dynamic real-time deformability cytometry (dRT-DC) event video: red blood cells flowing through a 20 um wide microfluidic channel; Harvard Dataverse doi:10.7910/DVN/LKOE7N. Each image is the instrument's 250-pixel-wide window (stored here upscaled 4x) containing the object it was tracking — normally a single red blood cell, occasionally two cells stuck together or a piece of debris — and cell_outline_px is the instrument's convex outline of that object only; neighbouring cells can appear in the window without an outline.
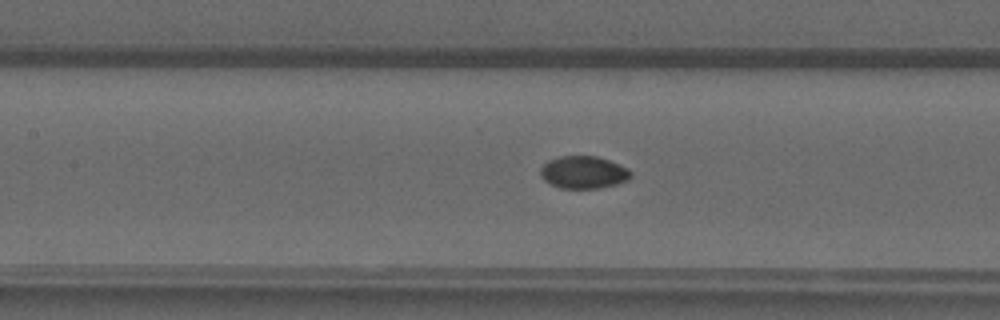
{"species": "common noctule bat (a hibernating species)", "species_latin": "Nyctalus noctula", "temperature_condition": "warm", "stored_images_in_passage": 47, "camera_frame_rate_fps": 3000, "um_per_image_px": 0.085, "animal": {"sex": "male", "forearm_length_mm": 52.5}, "frame": {"image": 1, "passage_image": 22, "time_ms": 7.0, "image_size_px": [1000, 320], "cell_outline_px": [[632, 176], [628, 180], [616, 184], [600, 188], [560, 188], [544, 180], [540, 176], [540, 168], [548, 160], [560, 156], [596, 156], [608, 160], [628, 168], [632, 172]], "centroid_in_image_um": [49.6, 14.64], "position_along_channel_um": 157.8, "area_um2": 17.11}}
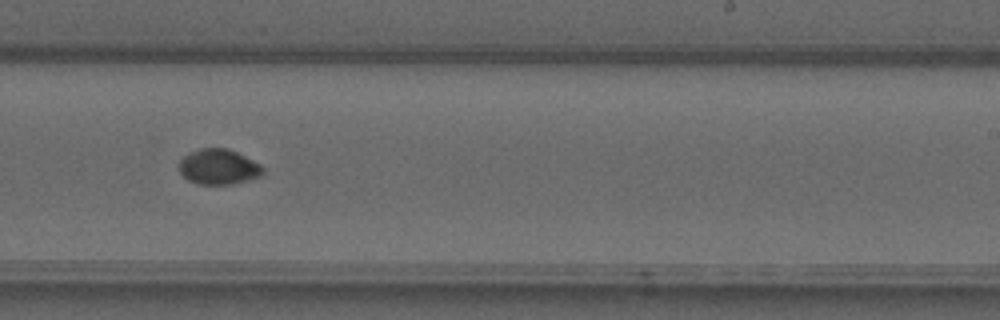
{"frame": {"image": 2, "passage_image": 30, "time_ms": 9.667, "image_size_px": [1000, 320], "cell_outline_px": [[264, 176], [232, 184], [200, 184], [188, 180], [180, 172], [180, 160], [184, 156], [200, 148], [228, 148], [260, 164], [264, 168]], "centroid_in_image_um": [18.62, 14.19], "position_along_channel_um": 270.4, "area_um2": 17.17}}
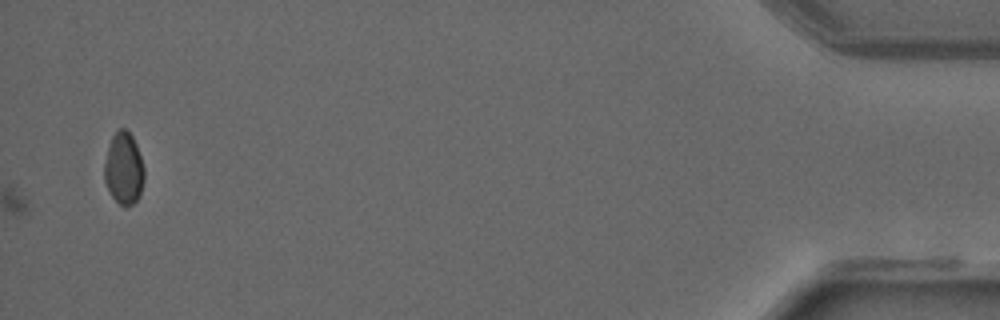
{"frame": {"image": 3, "passage_image": 47, "time_ms": 15.333, "image_size_px": [1000, 320], "cell_outline_px": [[144, 180], [140, 196], [132, 204], [124, 208], [108, 192], [104, 180], [104, 164], [108, 148], [112, 136], [120, 128], [124, 128], [132, 136], [136, 144], [144, 168]], "centroid_in_image_um": [10.52, 14.36], "position_along_channel_um": 424.7, "area_um2": 16.76}}